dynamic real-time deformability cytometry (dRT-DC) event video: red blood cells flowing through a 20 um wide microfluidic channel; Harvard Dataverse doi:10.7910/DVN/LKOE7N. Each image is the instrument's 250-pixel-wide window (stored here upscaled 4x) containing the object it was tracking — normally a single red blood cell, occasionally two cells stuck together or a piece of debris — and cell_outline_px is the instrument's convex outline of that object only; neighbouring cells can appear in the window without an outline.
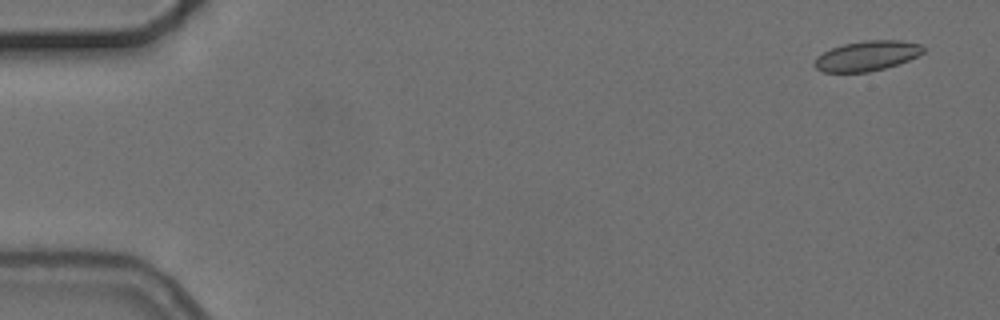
{"species": "common noctule bat (a hibernating species)", "species_latin": "Nyctalus noctula", "temperature_condition": "cold", "stored_images_in_passage": 6, "camera_frame_rate_fps": 3000, "um_per_image_px": 0.085, "animal": {"sex": "female", "body_mass_g": 24.6, "forearm_length_mm": 56.2}, "frame": {"image": 1, "passage_image": 1, "time_ms": 0.0, "image_size_px": [1000, 320], "cell_outline_px": [[924, 52], [908, 60], [884, 68], [868, 72], [824, 72], [816, 68], [812, 64], [816, 56], [832, 48], [844, 44], [864, 40], [900, 40], [920, 44], [924, 48]], "centroid_in_image_um": [73.66, 4.74], "position_along_channel_um": 11.3, "area_um2": 18.9}}
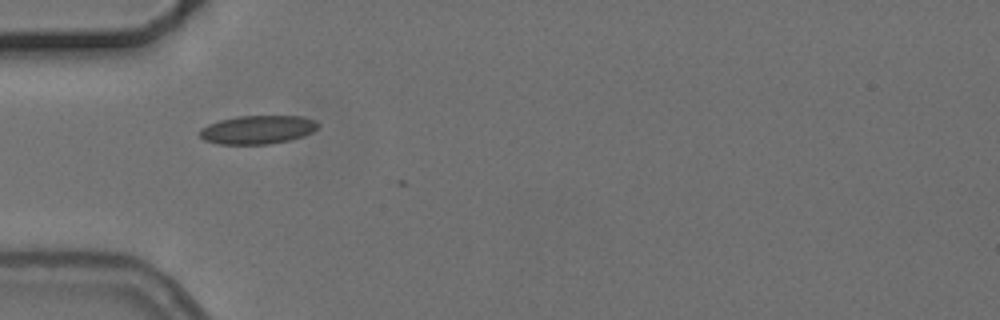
{"frame": {"image": 2, "passage_image": 5, "time_ms": 5.0, "image_size_px": [1000, 320], "cell_outline_px": [[320, 124], [312, 132], [304, 136], [288, 140], [268, 144], [220, 144], [204, 140], [200, 136], [200, 128], [208, 124], [220, 120], [236, 116], [304, 116], [316, 120]], "centroid_in_image_um": [21.91, 11.01], "position_along_channel_um": 63.1, "area_um2": 19.71}}
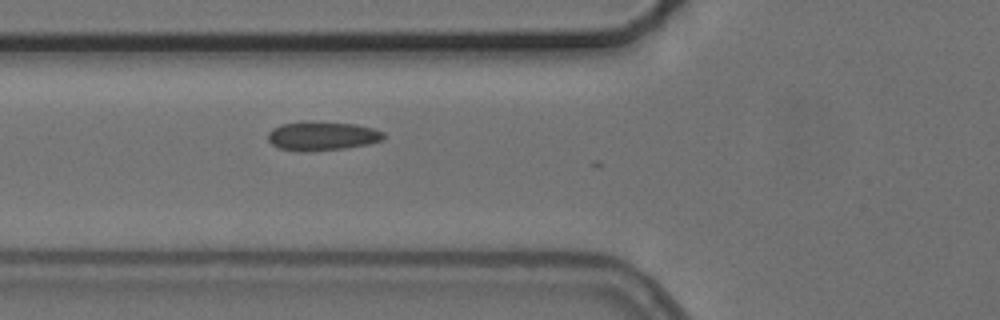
{"frame": {"image": 3, "passage_image": 6, "time_ms": 6.0, "image_size_px": [1000, 320], "cell_outline_px": [[384, 140], [368, 144], [348, 148], [308, 152], [300, 152], [280, 148], [272, 144], [268, 140], [268, 132], [272, 128], [280, 124], [300, 120], [356, 124], [372, 128], [384, 132]], "centroid_in_image_um": [27.35, 11.55], "position_along_channel_um": 98.4, "area_um2": 20.0}}